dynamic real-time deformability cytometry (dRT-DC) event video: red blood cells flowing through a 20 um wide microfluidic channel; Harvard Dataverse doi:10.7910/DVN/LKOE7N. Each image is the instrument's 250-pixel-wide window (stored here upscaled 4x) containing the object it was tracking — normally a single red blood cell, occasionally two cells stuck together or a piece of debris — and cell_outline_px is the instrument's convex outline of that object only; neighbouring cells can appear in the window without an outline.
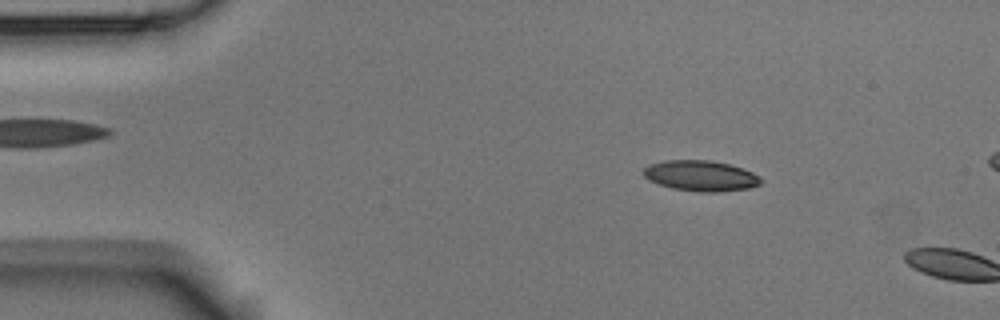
{"species": "Egyptian fruit bat (a non-hibernating species)", "species_latin": "Rousettus aegyptiacus", "temperature_condition": "room temperature", "stored_images_in_passage": 2, "camera_frame_rate_fps": 3000, "um_per_image_px": 0.085, "animal": {"sex": "male"}, "frame": {"image": 1, "passage_image": 1, "time_ms": 0.0, "image_size_px": [1000, 320], "cell_outline_px": [[764, 180], [760, 184], [748, 188], [720, 192], [700, 192], [672, 188], [648, 180], [644, 176], [644, 168], [648, 164], [664, 160], [712, 160], [732, 164], [744, 168], [760, 176]], "centroid_in_image_um": [59.6, 14.93], "position_along_channel_um": 25.4, "area_um2": 21.21}}